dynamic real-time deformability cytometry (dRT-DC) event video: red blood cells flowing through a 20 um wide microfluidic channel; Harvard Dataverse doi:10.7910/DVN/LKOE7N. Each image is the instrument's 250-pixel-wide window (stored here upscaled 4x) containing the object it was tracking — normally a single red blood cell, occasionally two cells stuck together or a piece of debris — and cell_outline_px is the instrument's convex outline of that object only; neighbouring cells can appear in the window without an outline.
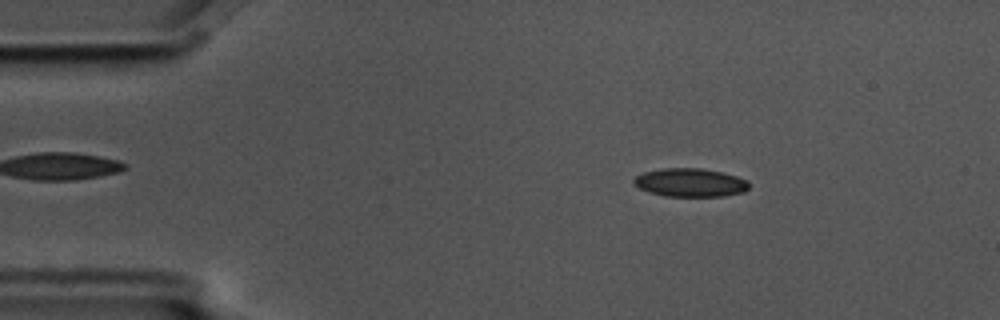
{"species": "common noctule bat (a hibernating species)", "species_latin": "Nyctalus noctula", "temperature_condition": "cold", "stored_images_in_passage": 4, "camera_frame_rate_fps": 3000, "um_per_image_px": 0.085, "animal": {"sex": "male", "body_mass_g": 17.5, "forearm_length_mm": 52.3}, "frame": {"image": 1, "passage_image": 2, "time_ms": 0.333, "image_size_px": [1000, 320], "cell_outline_px": [[748, 188], [744, 192], [724, 196], [664, 196], [648, 192], [632, 184], [632, 180], [636, 176], [644, 172], [664, 168], [700, 168], [720, 172], [736, 176], [748, 180]], "centroid_in_image_um": [58.64, 15.52], "position_along_channel_um": 26.4, "area_um2": 19.07}}
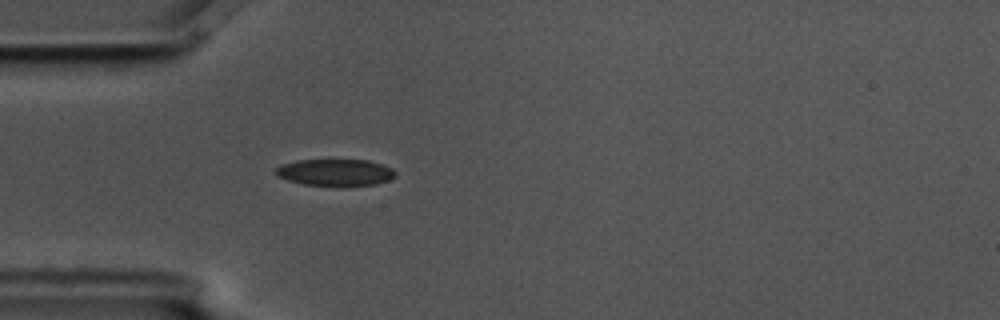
{"frame": {"image": 2, "passage_image": 4, "time_ms": 1.0, "image_size_px": [1000, 320], "cell_outline_px": [[396, 176], [388, 180], [376, 184], [344, 188], [304, 184], [288, 180], [276, 176], [276, 168], [284, 164], [296, 160], [368, 160], [392, 168], [396, 172]], "centroid_in_image_um": [28.53, 14.69], "position_along_channel_um": 56.5, "area_um2": 19.07}}